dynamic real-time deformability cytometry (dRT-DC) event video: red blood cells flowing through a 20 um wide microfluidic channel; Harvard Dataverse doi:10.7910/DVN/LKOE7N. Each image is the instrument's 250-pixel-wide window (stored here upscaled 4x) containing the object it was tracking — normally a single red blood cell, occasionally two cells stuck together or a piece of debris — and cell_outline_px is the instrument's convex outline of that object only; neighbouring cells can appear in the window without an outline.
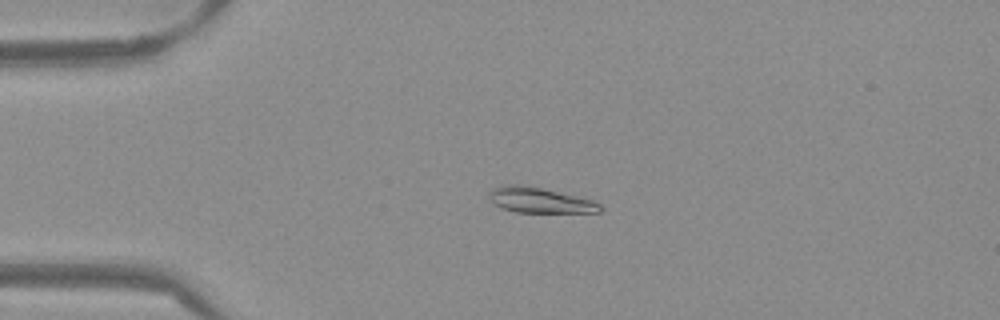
{"species": "Egyptian fruit bat (a non-hibernating species)", "species_latin": "Rousettus aegyptiacus", "temperature_condition": "warm", "stored_images_in_passage": 45, "camera_frame_rate_fps": 3000, "um_per_image_px": 0.085, "frame": {"image": 1, "passage_image": 12, "time_ms": 3.667, "image_size_px": [1000, 320], "cell_outline_px": [[604, 208], [600, 212], [516, 212], [500, 208], [492, 204], [488, 196], [488, 192], [492, 188], [500, 184], [520, 184], [588, 196], [600, 204]], "centroid_in_image_um": [45.91, 16.99], "position_along_channel_um": 39.1, "area_um2": 17.22}}
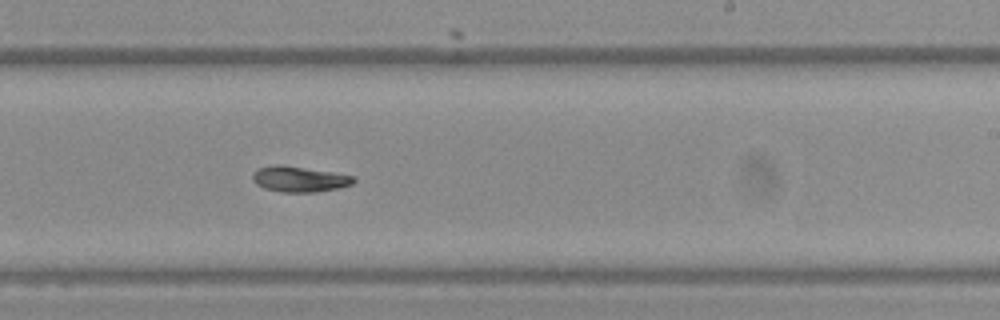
{"frame": {"image": 2, "passage_image": 32, "time_ms": 10.333, "image_size_px": [1000, 320], "cell_outline_px": [[356, 180], [352, 184], [340, 188], [316, 192], [280, 192], [264, 188], [256, 184], [252, 180], [252, 176], [256, 168], [276, 164], [280, 164], [332, 172], [352, 176]], "centroid_in_image_um": [25.41, 15.22], "position_along_channel_um": 263.6, "area_um2": 15.14}}
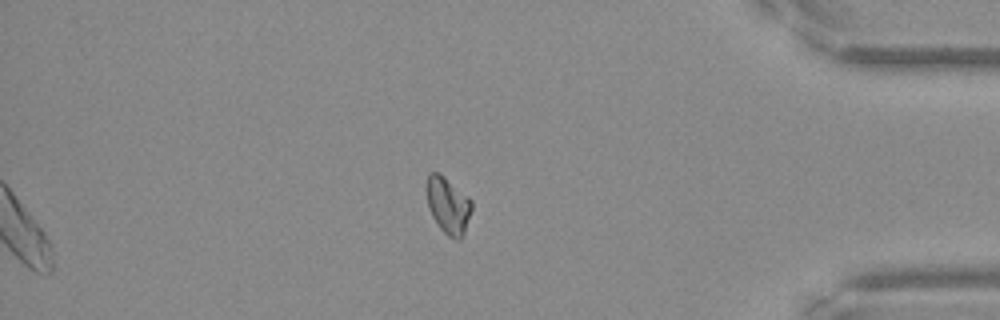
{"frame": {"image": 3, "passage_image": 45, "time_ms": 14.667, "image_size_px": [1000, 320], "cell_outline_px": [[472, 208], [464, 236], [460, 240], [456, 240], [448, 236], [440, 228], [432, 216], [428, 208], [424, 188], [428, 172], [436, 172], [444, 176], [468, 196], [472, 200]], "centroid_in_image_um": [38.06, 17.44], "position_along_channel_um": 397.1, "area_um2": 15.32}, "authors_computed_cell_mechanics": {"area_um2": 15.4904, "velocity_mm_per_s": 3.8399, "shape_relaxation_time_tau1_ms": 7.5915, "shape_relaxation_time_tau2_ms": null, "deformation_change_tau1": 0.1569, "deformation_change_tau2": null}}